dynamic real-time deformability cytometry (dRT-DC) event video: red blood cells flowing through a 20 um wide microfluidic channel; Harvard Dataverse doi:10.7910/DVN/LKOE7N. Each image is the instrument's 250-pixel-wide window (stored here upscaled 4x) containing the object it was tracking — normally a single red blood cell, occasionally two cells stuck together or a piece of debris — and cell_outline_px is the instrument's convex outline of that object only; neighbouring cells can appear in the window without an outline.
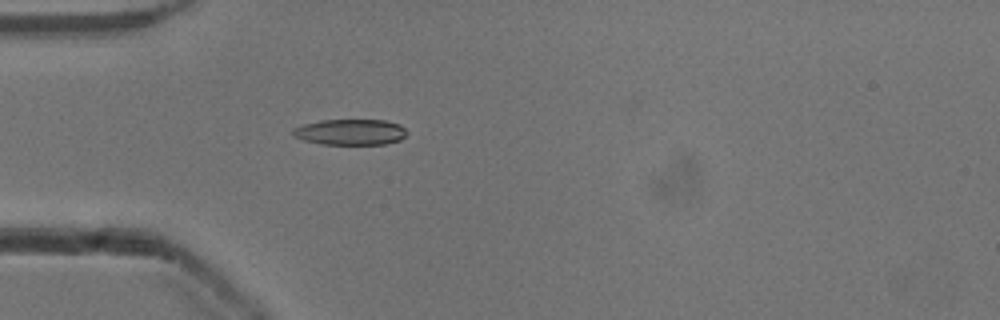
{"species": "common noctule bat (a hibernating species)", "species_latin": "Nyctalus noctula", "temperature_condition": "cold", "stored_images_in_passage": 3, "camera_frame_rate_fps": 3000, "um_per_image_px": 0.085, "animal": {"sex": "male", "body_mass_g": 13.3}, "frame": {"image": 1, "passage_image": 3, "time_ms": 0.667, "image_size_px": [1000, 320], "cell_outline_px": [[408, 132], [400, 140], [384, 144], [320, 144], [304, 140], [292, 136], [292, 128], [304, 124], [320, 120], [384, 120], [400, 124]], "centroid_in_image_um": [29.76, 11.22], "position_along_channel_um": 55.2, "area_um2": 17.22}}